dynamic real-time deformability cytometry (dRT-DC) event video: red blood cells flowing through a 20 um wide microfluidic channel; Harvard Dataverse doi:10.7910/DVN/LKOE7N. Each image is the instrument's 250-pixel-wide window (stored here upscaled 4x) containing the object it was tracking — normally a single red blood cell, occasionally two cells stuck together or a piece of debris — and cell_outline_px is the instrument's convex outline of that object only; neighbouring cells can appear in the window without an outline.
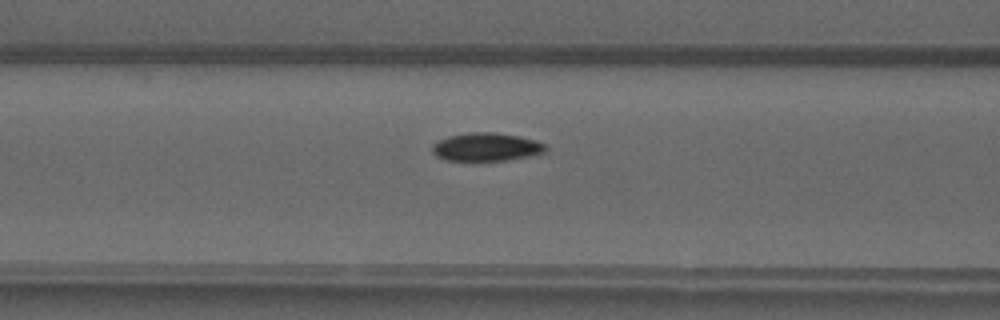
{"species": "common noctule bat (a hibernating species)", "species_latin": "Nyctalus noctula", "temperature_condition": "warm", "stored_images_in_passage": 37, "camera_frame_rate_fps": 3000, "um_per_image_px": 0.085, "animal": {"sex": "male", "forearm_length_mm": 52.5}, "frame": {"image": 1, "passage_image": 10, "time_ms": 3.0, "image_size_px": [1000, 320], "cell_outline_px": [[548, 148], [544, 152], [528, 156], [508, 160], [444, 160], [436, 156], [432, 152], [432, 144], [448, 136], [468, 132], [496, 132], [520, 136], [536, 140], [544, 144]], "centroid_in_image_um": [41.33, 12.48], "position_along_channel_um": 125.3, "area_um2": 18.67}}
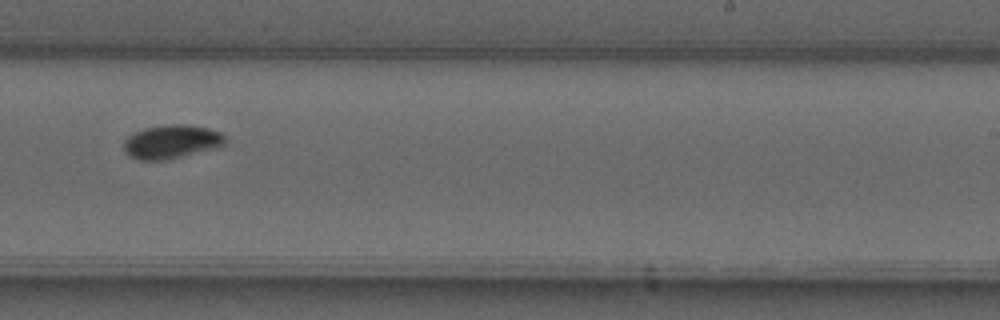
{"frame": {"image": 2, "passage_image": 21, "time_ms": 6.667, "image_size_px": [1000, 320], "cell_outline_px": [[224, 144], [180, 156], [164, 160], [140, 160], [124, 152], [124, 140], [128, 136], [144, 128], [164, 124], [184, 124], [208, 128], [220, 132], [224, 136]], "centroid_in_image_um": [14.51, 12.02], "position_along_channel_um": 274.5, "area_um2": 19.36}}
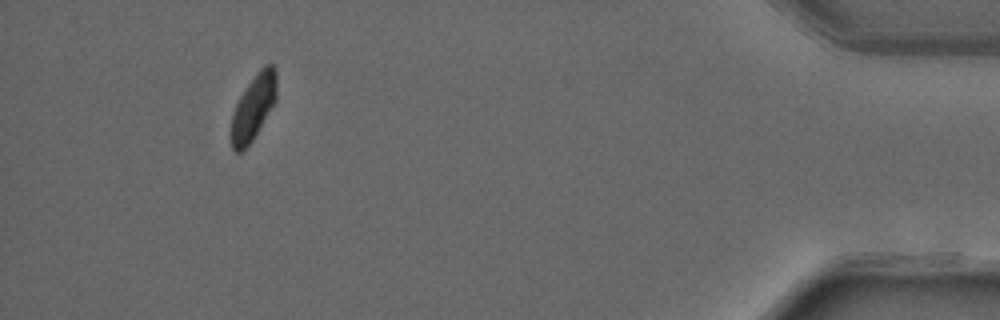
{"frame": {"image": 3, "passage_image": 36, "time_ms": 11.667, "image_size_px": [1000, 320], "cell_outline_px": [[276, 100], [252, 140], [240, 152], [236, 152], [232, 148], [232, 116], [236, 104], [240, 96], [248, 84], [260, 68], [264, 64], [272, 64], [276, 68]], "centroid_in_image_um": [21.56, 9.07], "position_along_channel_um": 413.6, "area_um2": 16.82}}